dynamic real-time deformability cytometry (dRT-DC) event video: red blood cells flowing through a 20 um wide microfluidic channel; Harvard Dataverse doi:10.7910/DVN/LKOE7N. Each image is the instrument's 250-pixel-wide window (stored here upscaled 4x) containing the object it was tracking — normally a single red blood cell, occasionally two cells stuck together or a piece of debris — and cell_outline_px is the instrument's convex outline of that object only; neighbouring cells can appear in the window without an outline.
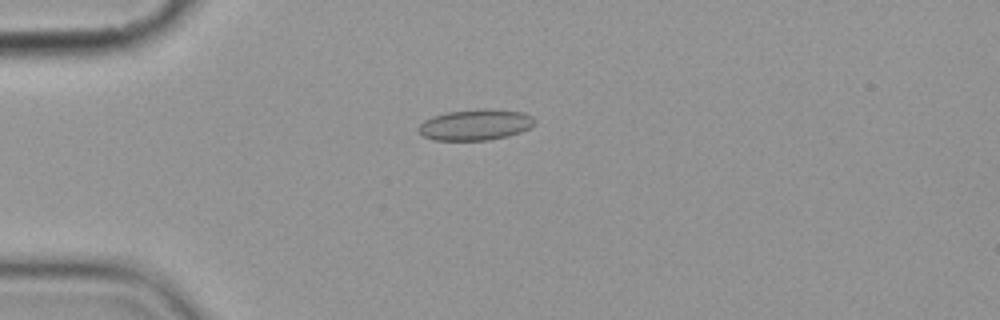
{"species": "common noctule bat (a hibernating species)", "species_latin": "Nyctalus noctula", "temperature_condition": "cold", "stored_images_in_passage": 10, "camera_frame_rate_fps": 3000, "um_per_image_px": 0.085, "animal": {"sex": "female", "body_mass_g": 19.9}, "frame": {"image": 1, "passage_image": 4, "time_ms": 3.333, "image_size_px": [1000, 320], "cell_outline_px": [[536, 124], [520, 132], [508, 136], [488, 140], [432, 140], [424, 136], [416, 128], [424, 120], [432, 116], [448, 112], [484, 108], [488, 108], [524, 112], [532, 116], [536, 120]], "centroid_in_image_um": [40.42, 10.6], "position_along_channel_um": 44.6, "area_um2": 21.1}}
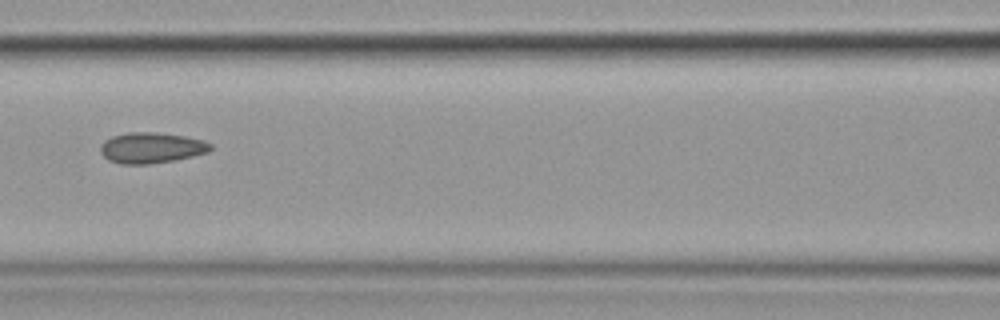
{"frame": {"image": 2, "passage_image": 7, "time_ms": 7.0, "image_size_px": [1000, 320], "cell_outline_px": [[212, 148], [208, 152], [176, 160], [148, 164], [120, 164], [108, 160], [100, 152], [100, 144], [104, 140], [112, 136], [128, 132], [156, 132], [184, 136], [204, 140], [212, 144]], "centroid_in_image_um": [12.85, 12.56], "position_along_channel_um": 153.8, "area_um2": 19.88}}
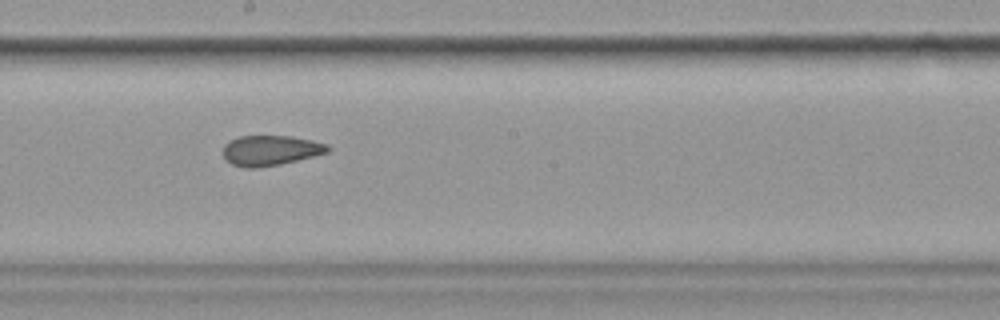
{"frame": {"image": 3, "passage_image": 9, "time_ms": 9.0, "image_size_px": [1000, 320], "cell_outline_px": [[332, 148], [328, 152], [280, 164], [256, 168], [244, 168], [232, 164], [224, 160], [224, 144], [240, 136], [292, 136], [312, 140], [328, 144]], "centroid_in_image_um": [23.0, 12.78], "position_along_channel_um": 225.2, "area_um2": 18.38}}